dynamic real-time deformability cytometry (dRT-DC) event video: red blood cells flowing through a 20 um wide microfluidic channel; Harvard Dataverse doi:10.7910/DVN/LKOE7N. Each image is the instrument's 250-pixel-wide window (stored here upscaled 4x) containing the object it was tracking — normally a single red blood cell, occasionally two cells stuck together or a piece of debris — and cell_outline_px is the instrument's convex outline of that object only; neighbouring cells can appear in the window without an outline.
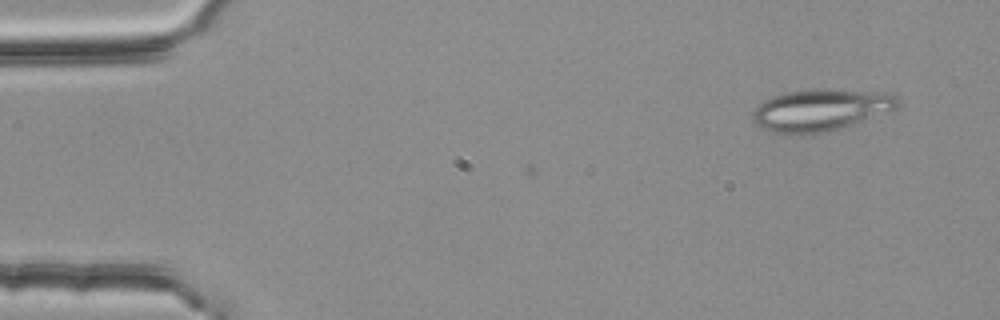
{"species": "common noctule bat (a hibernating species)", "species_latin": "Nyctalus noctula", "temperature_condition": "room temperature", "stored_images_in_passage": 3, "camera_frame_rate_fps": 3000, "um_per_image_px": 0.085, "animal": {"sex": "female", "body_mass_g": 25.1}, "frame": {"image": 1, "passage_image": 1, "time_ms": 0.0, "image_size_px": [1000, 320], "cell_outline_px": [[900, 104], [896, 108], [840, 128], [820, 132], [772, 132], [760, 128], [752, 120], [752, 112], [764, 100], [788, 92], [888, 92], [900, 96]], "centroid_in_image_um": [69.75, 9.37], "position_along_channel_um": 15.2, "area_um2": 33.35}}